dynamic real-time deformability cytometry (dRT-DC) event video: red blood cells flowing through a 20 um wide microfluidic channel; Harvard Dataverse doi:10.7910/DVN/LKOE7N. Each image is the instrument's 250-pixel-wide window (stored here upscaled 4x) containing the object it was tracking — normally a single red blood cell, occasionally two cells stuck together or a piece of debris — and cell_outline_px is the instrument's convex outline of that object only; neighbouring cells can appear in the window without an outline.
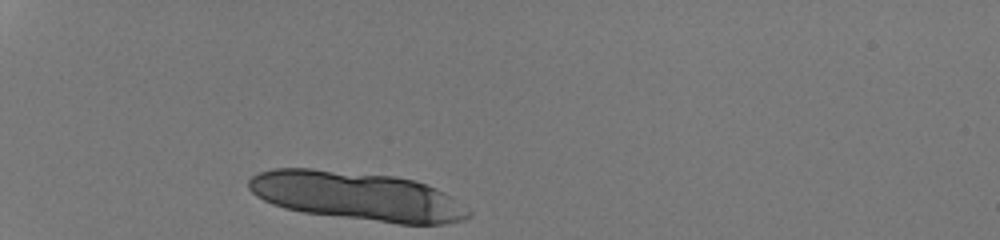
{"species": "human", "species_latin": "Homo sapiens", "temperature_condition": "room temperature", "stored_images_in_passage": 14, "segment_of_instrument_passage": [1, 2], "camera_frame_rate_fps": 3000, "um_per_image_px": 0.085, "donor": {"sex": "male"}, "frame": {"image": 1, "passage_image": 1, "time_ms": 0.0, "image_size_px": [1000, 240], "cell_outline_px": [[472, 216], [464, 220], [444, 224], [396, 224], [304, 212], [284, 208], [272, 204], [256, 196], [248, 188], [248, 180], [252, 176], [260, 172], [272, 168], [312, 168], [392, 176], [416, 180], [436, 188], [444, 192], [472, 212]], "centroid_in_image_um": [30.36, 16.67], "position_along_channel_um": 54.6, "area_um2": 62.48}}